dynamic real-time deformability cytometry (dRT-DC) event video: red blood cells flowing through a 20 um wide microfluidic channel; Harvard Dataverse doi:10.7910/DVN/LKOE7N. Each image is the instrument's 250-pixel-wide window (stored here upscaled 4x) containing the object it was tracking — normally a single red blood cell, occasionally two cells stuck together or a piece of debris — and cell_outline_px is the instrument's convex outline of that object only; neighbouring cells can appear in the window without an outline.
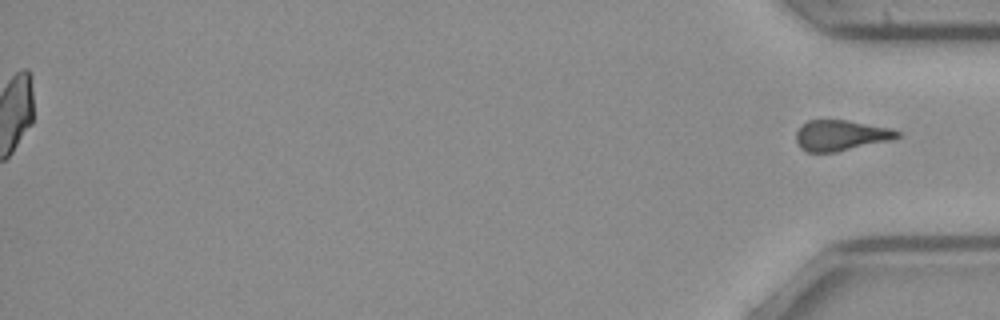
{"species": "common noctule bat (a hibernating species)", "species_latin": "Nyctalus noctula", "temperature_condition": "cold", "stored_images_in_passage": 52, "segment_of_instrument_passage": [2, 2], "camera_frame_rate_fps": 3000, "um_per_image_px": 0.085, "animal": {"sex": "female", "body_mass_g": 21.9}, "frame": {"image": 1, "passage_image": 52, "time_ms": 17.0, "image_size_px": [1000, 320], "cell_outline_px": [[900, 136], [888, 140], [836, 152], [808, 152], [800, 148], [796, 144], [796, 132], [800, 124], [808, 120], [848, 120], [892, 128], [900, 132]], "centroid_in_image_um": [71.41, 11.49], "position_along_channel_um": 363.8, "area_um2": 18.09}}